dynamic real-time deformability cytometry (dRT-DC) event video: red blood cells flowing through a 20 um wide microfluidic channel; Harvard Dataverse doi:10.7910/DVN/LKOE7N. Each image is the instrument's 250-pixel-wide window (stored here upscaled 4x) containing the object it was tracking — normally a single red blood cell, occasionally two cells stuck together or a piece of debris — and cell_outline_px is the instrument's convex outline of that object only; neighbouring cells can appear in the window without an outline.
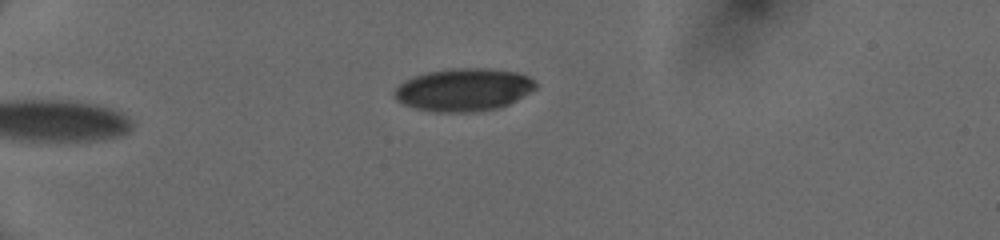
{"species": "human", "species_latin": "Homo sapiens", "temperature_condition": "cold", "stored_images_in_passage": 33, "camera_frame_rate_fps": 3000, "um_per_image_px": 0.085, "donor": {"sex": "female"}, "frame": {"image": 1, "passage_image": 1, "time_ms": 0.0, "image_size_px": [1000, 240], "cell_outline_px": [[536, 88], [508, 104], [496, 108], [476, 112], [436, 112], [416, 108], [404, 104], [396, 100], [392, 92], [404, 80], [428, 72], [452, 68], [488, 68], [516, 72], [528, 76], [536, 80]], "centroid_in_image_um": [39.4, 7.62], "position_along_channel_um": 45.6, "area_um2": 35.08}}
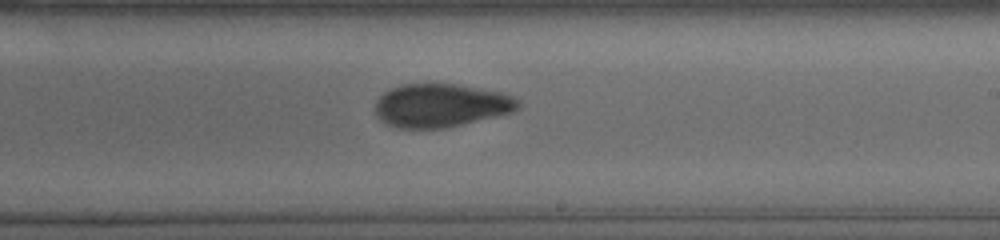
{"frame": {"image": 2, "passage_image": 20, "time_ms": 6.333, "image_size_px": [1000, 240], "cell_outline_px": [[520, 108], [512, 112], [444, 128], [396, 128], [384, 124], [376, 116], [376, 100], [384, 92], [392, 88], [404, 84], [456, 84], [480, 88], [500, 92], [512, 96], [520, 100]], "centroid_in_image_um": [37.45, 8.96], "position_along_channel_um": 251.5, "area_um2": 36.07}}
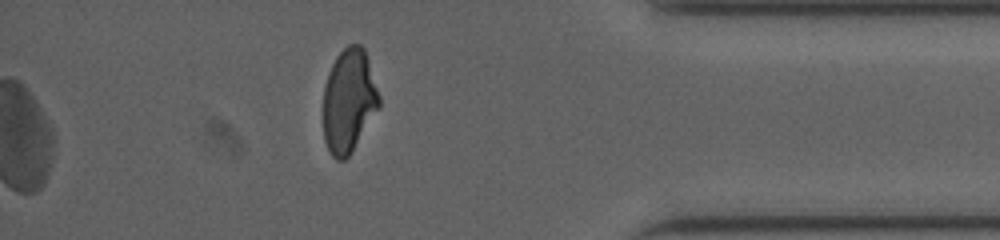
{"frame": {"image": 3, "passage_image": 33, "time_ms": 10.667, "image_size_px": [1000, 240], "cell_outline_px": [[380, 108], [348, 156], [344, 160], [336, 160], [332, 156], [324, 140], [324, 88], [328, 72], [336, 56], [348, 44], [360, 44], [364, 48], [380, 96]], "centroid_in_image_um": [29.66, 8.55], "position_along_channel_um": 405.5, "area_um2": 33.64}, "authors_computed_cell_mechanics": {"area_um2": 36.992, "velocity_mm_per_s": 4.0709, "shape_relaxation_time_tau1_ms": 7.7685, "shape_relaxation_time_tau2_ms": 2.1019, "deformation_change_tau1": 0.2091, "deformation_change_tau2": 0.0778}}